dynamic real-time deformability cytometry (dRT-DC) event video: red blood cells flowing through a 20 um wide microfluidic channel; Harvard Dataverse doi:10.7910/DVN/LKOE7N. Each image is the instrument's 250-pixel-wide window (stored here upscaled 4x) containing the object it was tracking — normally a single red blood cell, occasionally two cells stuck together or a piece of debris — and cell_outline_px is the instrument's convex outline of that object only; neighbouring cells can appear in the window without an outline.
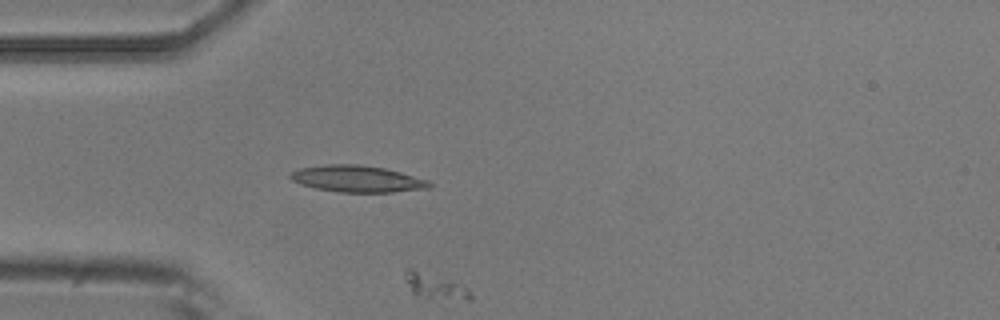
{"species": "common noctule bat (a hibernating species)", "species_latin": "Nyctalus noctula", "temperature_condition": "room temperature", "stored_images_in_passage": 6, "segment_of_instrument_passage": [2, 2], "camera_frame_rate_fps": 3000, "um_per_image_px": 0.085, "animal": {"sex": "male", "body_mass_g": 20.5, "forearm_length_mm": 52.5}, "frame": {"image": 1, "passage_image": 5, "time_ms": 4.667, "image_size_px": [1000, 320], "cell_outline_px": [[472, 300], [424, 300], [412, 292], [404, 276], [404, 272], [408, 268], [412, 268], [452, 280], [468, 288], [472, 296]], "centroid_in_image_um": [37.0, 24.37], "position_along_channel_um": 48.0, "area_um2": 10.12}}